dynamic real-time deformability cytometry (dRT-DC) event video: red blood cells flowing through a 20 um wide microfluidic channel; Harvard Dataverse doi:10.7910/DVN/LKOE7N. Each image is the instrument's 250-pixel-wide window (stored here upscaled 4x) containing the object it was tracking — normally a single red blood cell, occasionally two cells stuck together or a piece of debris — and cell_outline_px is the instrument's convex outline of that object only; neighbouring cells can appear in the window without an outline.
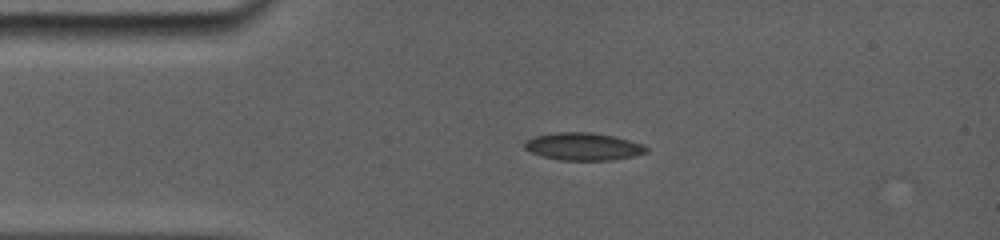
{"species": "common noctule bat (a hibernating species)", "species_latin": "Nyctalus noctula", "temperature_condition": "room temperature", "stored_images_in_passage": 2, "camera_frame_rate_fps": 5000, "um_per_image_px": 0.085, "animal": {"sex": "female", "body_mass_g": 19.0, "forearm_length_mm": 56.7}, "frame": {"image": 1, "passage_image": 1, "time_ms": 0.0, "image_size_px": [1000, 240], "cell_outline_px": [[644, 152], [628, 156], [608, 160], [564, 160], [544, 156], [532, 152], [524, 144], [528, 140], [540, 136], [564, 132], [584, 132], [608, 136], [624, 140], [636, 144], [644, 148]], "centroid_in_image_um": [49.48, 12.47], "position_along_channel_um": 35.5, "area_um2": 17.92}}